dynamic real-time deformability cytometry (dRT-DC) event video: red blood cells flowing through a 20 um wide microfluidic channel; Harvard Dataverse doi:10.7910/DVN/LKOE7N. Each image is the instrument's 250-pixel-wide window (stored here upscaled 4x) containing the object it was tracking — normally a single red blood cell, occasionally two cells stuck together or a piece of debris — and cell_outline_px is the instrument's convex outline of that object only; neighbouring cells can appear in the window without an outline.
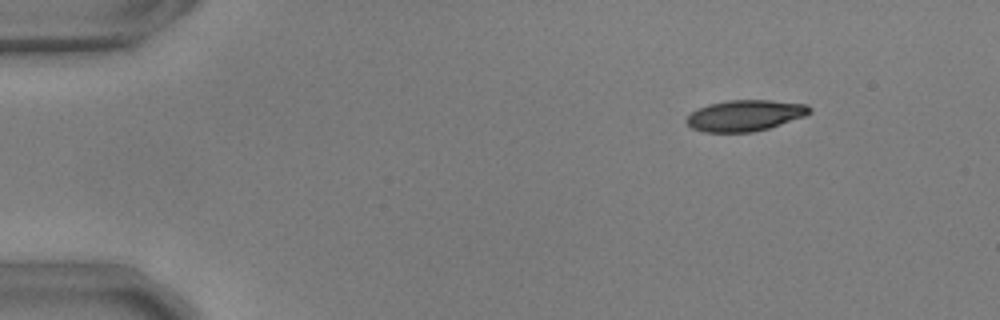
{"species": "common noctule bat (a hibernating species)", "species_latin": "Nyctalus noctula", "temperature_condition": "warm", "stored_images_in_passage": 48, "camera_frame_rate_fps": 3000, "um_per_image_px": 0.085, "animal": {"sex": "male", "body_mass_g": 17.9, "forearm_length_mm": 54.2}, "frame": {"image": 1, "passage_image": 1, "time_ms": 0.0, "image_size_px": [1000, 320], "cell_outline_px": [[812, 112], [804, 116], [768, 128], [752, 132], [704, 132], [692, 128], [684, 120], [692, 112], [708, 104], [728, 100], [772, 100], [808, 104], [812, 108]], "centroid_in_image_um": [63.34, 9.81], "position_along_channel_um": 21.7, "area_um2": 22.25}}
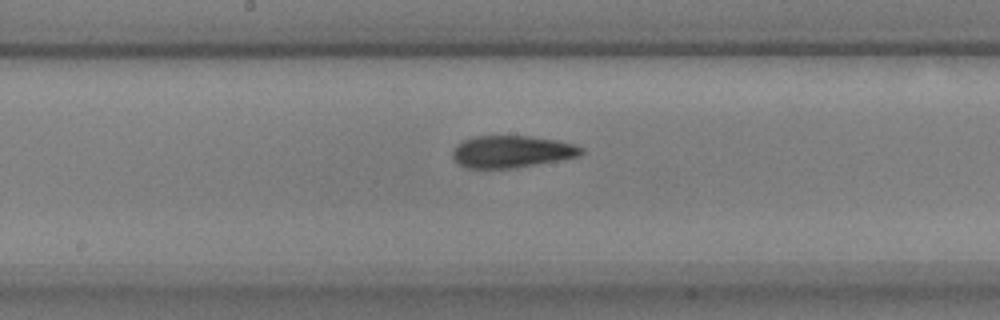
{"frame": {"image": 2, "passage_image": 23, "time_ms": 7.333, "image_size_px": [1000, 320], "cell_outline_px": [[584, 152], [580, 156], [516, 168], [464, 168], [452, 156], [452, 152], [456, 144], [472, 136], [528, 136], [560, 140], [576, 144], [584, 148]], "centroid_in_image_um": [43.53, 12.88], "position_along_channel_um": 204.7, "area_um2": 24.28}}
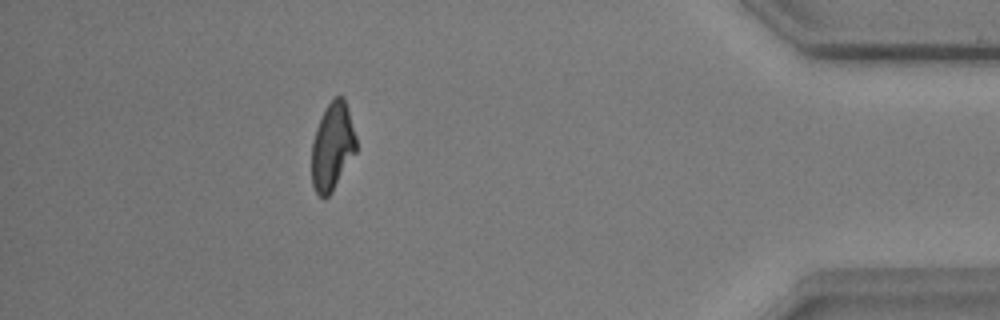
{"frame": {"image": 3, "passage_image": 43, "time_ms": 14.0, "image_size_px": [1000, 320], "cell_outline_px": [[356, 152], [332, 192], [324, 200], [316, 192], [312, 184], [312, 140], [316, 128], [328, 104], [336, 96], [344, 96], [348, 108], [356, 136]], "centroid_in_image_um": [28.26, 12.47], "position_along_channel_um": 406.9, "area_um2": 22.66}, "authors_computed_cell_mechanics": {"area_um2": 23.7558, "velocity_mm_per_s": 3.7088, "shape_relaxation_time_tau1_ms": 5.9037, "shape_relaxation_time_tau2_ms": 2.2764, "deformation_change_tau1": 0.1913, "deformation_change_tau2": 0.0948}}